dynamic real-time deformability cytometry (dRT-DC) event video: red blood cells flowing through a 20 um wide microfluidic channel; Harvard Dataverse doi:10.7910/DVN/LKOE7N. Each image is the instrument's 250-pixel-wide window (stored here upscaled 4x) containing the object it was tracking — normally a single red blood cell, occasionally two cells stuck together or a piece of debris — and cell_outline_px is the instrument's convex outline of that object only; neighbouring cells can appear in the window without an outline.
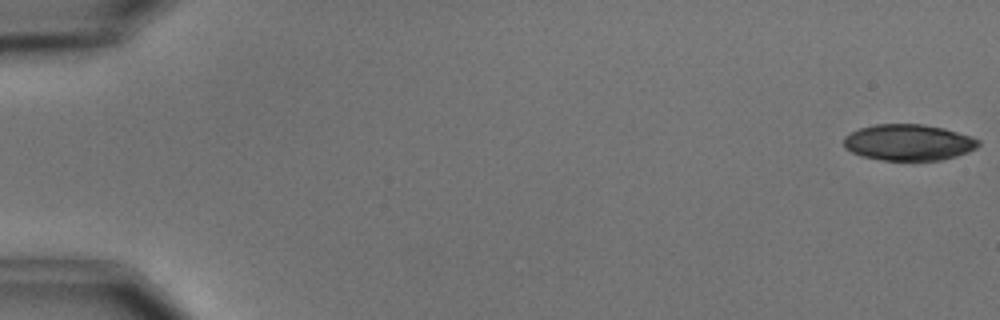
{"species": "common noctule bat (a hibernating species)", "species_latin": "Nyctalus noctula", "temperature_condition": "cold", "stored_images_in_passage": 3, "camera_frame_rate_fps": 3000, "um_per_image_px": 0.085, "animal": {"sex": "male", "body_mass_g": 15.6}, "frame": {"image": 1, "passage_image": 1, "time_ms": 0.0, "image_size_px": [1000, 320], "cell_outline_px": [[980, 144], [976, 148], [968, 152], [956, 156], [940, 160], [884, 160], [860, 156], [844, 148], [844, 136], [860, 128], [872, 124], [924, 124], [944, 128], [972, 136], [980, 140]], "centroid_in_image_um": [77.23, 12.1], "position_along_channel_um": 7.8, "area_um2": 28.55}}